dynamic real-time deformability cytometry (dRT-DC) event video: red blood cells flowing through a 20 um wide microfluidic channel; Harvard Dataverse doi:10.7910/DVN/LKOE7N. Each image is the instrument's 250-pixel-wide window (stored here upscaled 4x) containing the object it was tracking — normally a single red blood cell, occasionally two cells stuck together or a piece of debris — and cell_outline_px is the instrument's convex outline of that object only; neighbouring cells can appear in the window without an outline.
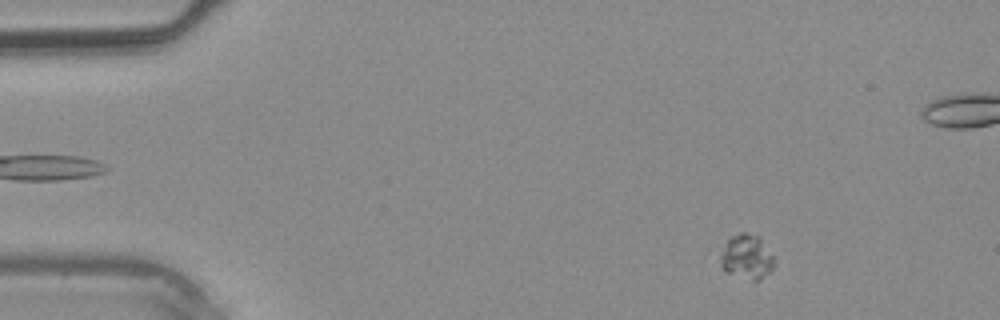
{"species": "common noctule bat (a hibernating species)", "species_latin": "Nyctalus noctula", "temperature_condition": "warm", "stored_images_in_passage": 39, "camera_frame_rate_fps": 3000, "um_per_image_px": 0.085, "animal": {"sex": "male", "body_mass_g": 20.4}, "frame": {"image": 1, "passage_image": 3, "time_ms": 0.667, "image_size_px": [1000, 320], "cell_outline_px": [[772, 268], [760, 280], [752, 280], [728, 272], [720, 264], [720, 256], [728, 240], [732, 236], [740, 232], [744, 232], [760, 236], [772, 256]], "centroid_in_image_um": [63.46, 21.81], "position_along_channel_um": 21.5, "area_um2": 13.47}}
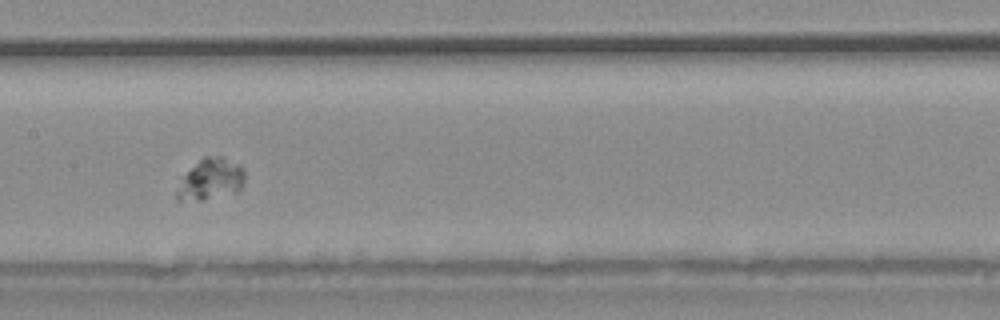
{"frame": {"image": 2, "passage_image": 18, "time_ms": 5.667, "image_size_px": [1000, 320], "cell_outline_px": [[244, 180], [240, 188], [236, 192], [200, 200], [176, 200], [176, 192], [180, 176], [204, 156], [220, 156], [240, 164], [244, 168]], "centroid_in_image_um": [17.87, 15.22], "position_along_channel_um": 189.5, "area_um2": 16.42}}
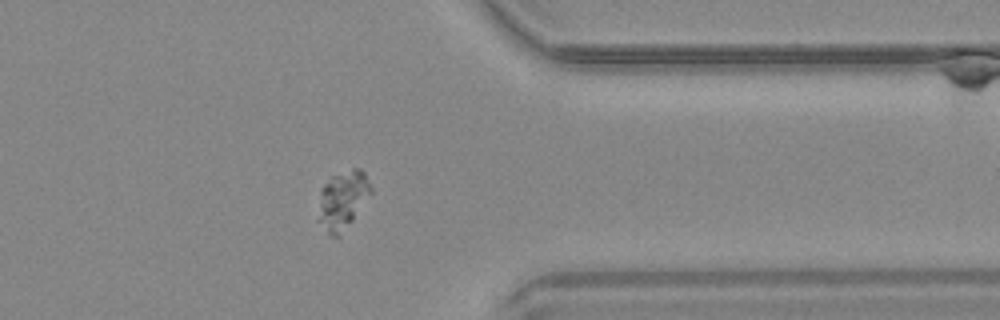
{"frame": {"image": 3, "passage_image": 30, "time_ms": 9.667, "image_size_px": [1000, 320], "cell_outline_px": [[372, 192], [352, 220], [340, 236], [332, 236], [316, 220], [320, 188], [332, 176], [352, 168], [360, 168], [364, 172], [372, 188]], "centroid_in_image_um": [29.09, 16.99], "position_along_channel_um": 382.3, "area_um2": 17.98}}